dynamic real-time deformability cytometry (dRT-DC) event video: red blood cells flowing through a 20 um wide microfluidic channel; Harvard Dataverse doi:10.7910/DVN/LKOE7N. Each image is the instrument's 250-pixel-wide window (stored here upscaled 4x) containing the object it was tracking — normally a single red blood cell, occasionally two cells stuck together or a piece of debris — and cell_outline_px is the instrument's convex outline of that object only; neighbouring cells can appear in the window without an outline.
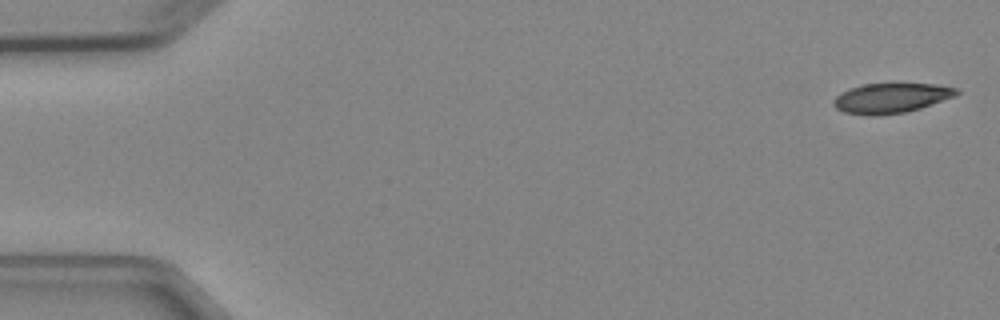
{"species": "Egyptian fruit bat (a non-hibernating species)", "species_latin": "Rousettus aegyptiacus", "temperature_condition": "cold", "stored_images_in_passage": 3, "segment_of_instrument_passage": [2, 2], "camera_frame_rate_fps": 3000, "um_per_image_px": 0.085, "animal": {"sex": "female"}, "frame": {"image": 1, "passage_image": 3, "time_ms": 3.333, "image_size_px": [1000, 320], "cell_outline_px": [[960, 92], [956, 96], [920, 108], [904, 112], [876, 116], [872, 116], [844, 112], [836, 108], [832, 104], [832, 100], [840, 92], [848, 88], [864, 84], [936, 84], [956, 88]], "centroid_in_image_um": [75.71, 8.33], "position_along_channel_um": 9.3, "area_um2": 21.44}}